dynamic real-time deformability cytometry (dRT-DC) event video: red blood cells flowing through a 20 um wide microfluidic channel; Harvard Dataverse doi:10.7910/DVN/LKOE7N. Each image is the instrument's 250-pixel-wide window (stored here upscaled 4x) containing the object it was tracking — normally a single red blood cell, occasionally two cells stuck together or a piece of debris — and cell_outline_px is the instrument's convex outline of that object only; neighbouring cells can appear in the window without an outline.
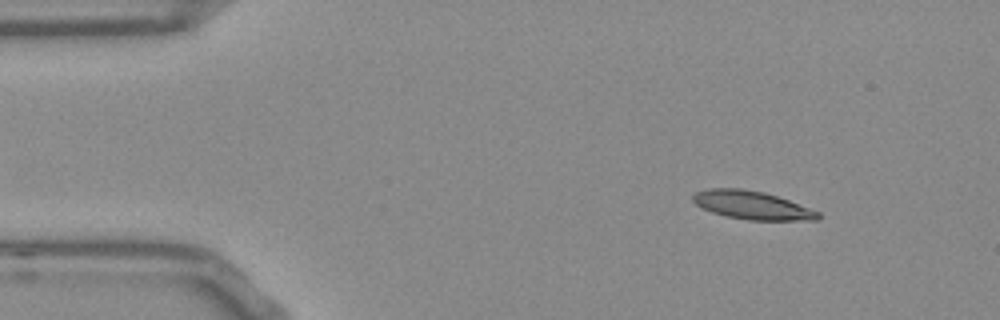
{"species": "Egyptian fruit bat (a non-hibernating species)", "species_latin": "Rousettus aegyptiacus", "temperature_condition": "room temperature", "stored_images_in_passage": 53, "camera_frame_rate_fps": 3000, "um_per_image_px": 0.085, "frame": {"image": 1, "passage_image": 6, "time_ms": 1.667, "image_size_px": [1000, 320], "cell_outline_px": [[820, 220], [748, 220], [724, 216], [712, 212], [696, 204], [692, 200], [692, 196], [696, 192], [708, 188], [740, 188], [764, 192], [788, 200], [820, 212]], "centroid_in_image_um": [63.92, 17.44], "position_along_channel_um": 21.1, "area_um2": 20.58}}
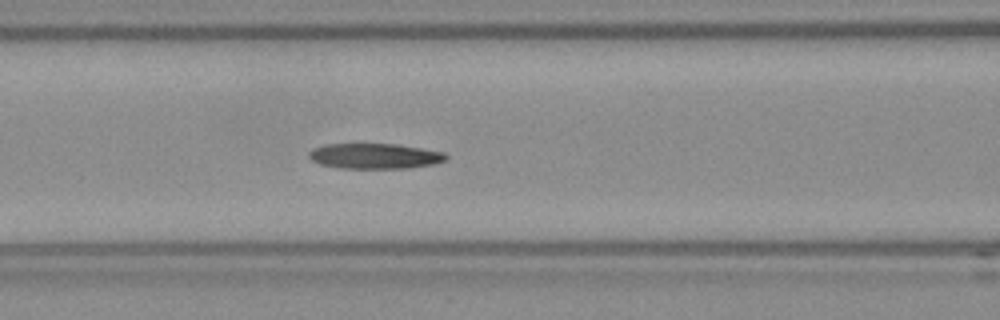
{"frame": {"image": 2, "passage_image": 21, "time_ms": 6.667, "image_size_px": [1000, 320], "cell_outline_px": [[448, 156], [444, 160], [436, 164], [408, 168], [336, 168], [320, 164], [312, 160], [308, 156], [308, 152], [312, 148], [328, 144], [396, 144], [444, 152]], "centroid_in_image_um": [31.83, 13.27], "position_along_channel_um": 134.8, "area_um2": 20.29}}
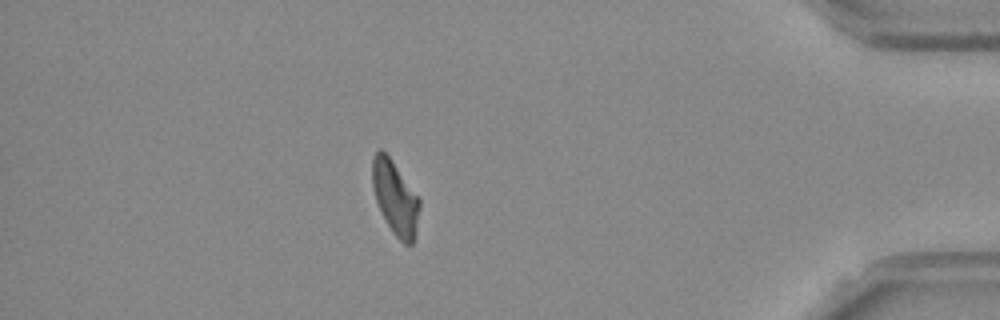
{"frame": {"image": 3, "passage_image": 46, "time_ms": 15.0, "image_size_px": [1000, 320], "cell_outline_px": [[420, 208], [412, 244], [404, 244], [392, 232], [376, 200], [372, 184], [372, 160], [376, 152], [380, 148], [388, 156], [420, 200]], "centroid_in_image_um": [33.58, 16.81], "position_along_channel_um": 401.6, "area_um2": 19.54}, "authors_computed_cell_mechanics": {"area_um2": 20.5768, "velocity_mm_per_s": 3.7696, "shape_relaxation_time_tau1_ms": null, "shape_relaxation_time_tau2_ms": 3.6937, "deformation_change_tau1": null, "deformation_change_tau2": 0.1129}}